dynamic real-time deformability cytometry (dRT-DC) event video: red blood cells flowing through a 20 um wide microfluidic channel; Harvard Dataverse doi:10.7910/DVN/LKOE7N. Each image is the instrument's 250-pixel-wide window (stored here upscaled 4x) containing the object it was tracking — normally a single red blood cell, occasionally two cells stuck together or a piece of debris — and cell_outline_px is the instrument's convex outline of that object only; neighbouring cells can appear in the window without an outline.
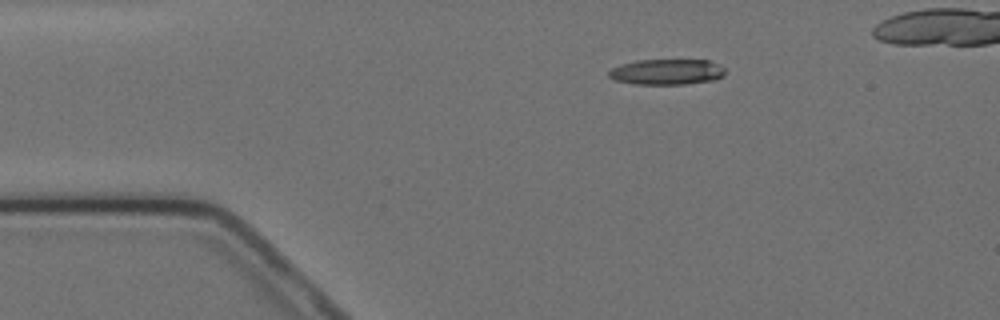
{"species": "Egyptian fruit bat (a non-hibernating species)", "species_latin": "Rousettus aegyptiacus", "temperature_condition": "cold", "stored_images_in_passage": 4, "camera_frame_rate_fps": 3000, "um_per_image_px": 0.085, "animal": {"sex": "female"}, "frame": {"image": 1, "passage_image": 1, "time_ms": 0.0, "image_size_px": [1000, 320], "cell_outline_px": [[724, 76], [716, 80], [684, 84], [632, 84], [616, 80], [608, 76], [608, 72], [612, 68], [620, 64], [636, 60], [708, 60], [724, 68]], "centroid_in_image_um": [56.66, 6.11], "position_along_channel_um": 28.3, "area_um2": 17.4}}
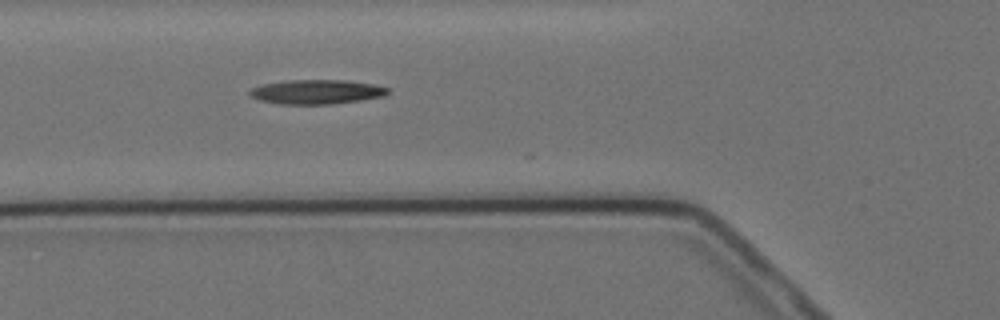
{"frame": {"image": 2, "passage_image": 4, "time_ms": 3.333, "image_size_px": [1000, 320], "cell_outline_px": [[388, 92], [384, 96], [360, 100], [332, 104], [280, 104], [260, 100], [252, 96], [248, 92], [252, 88], [264, 84], [292, 80], [348, 80], [372, 84], [388, 88]], "centroid_in_image_um": [26.92, 7.81], "position_along_channel_um": 98.9, "area_um2": 19.36}}